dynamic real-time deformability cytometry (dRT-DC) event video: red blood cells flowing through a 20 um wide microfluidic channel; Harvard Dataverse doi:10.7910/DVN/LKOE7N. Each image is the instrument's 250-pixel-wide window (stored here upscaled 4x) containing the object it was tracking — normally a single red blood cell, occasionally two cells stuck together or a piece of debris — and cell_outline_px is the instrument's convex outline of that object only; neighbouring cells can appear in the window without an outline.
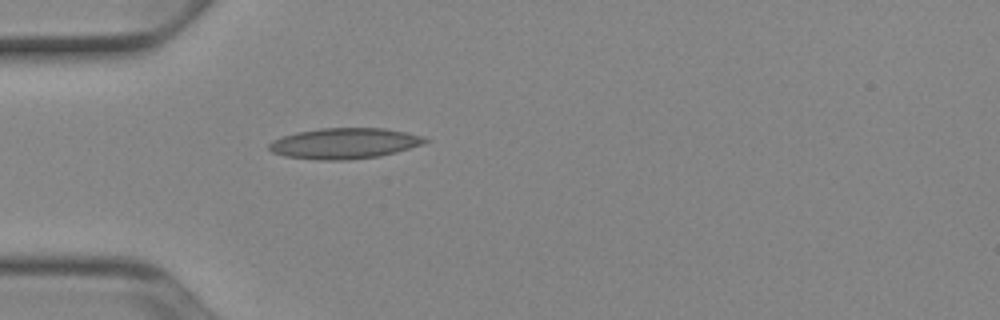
{"species": "Egyptian fruit bat (a non-hibernating species)", "species_latin": "Rousettus aegyptiacus", "temperature_condition": "cold", "stored_images_in_passage": 37, "camera_frame_rate_fps": 3000, "um_per_image_px": 0.085, "animal": {"sex": "female"}, "frame": {"image": 1, "passage_image": 1, "time_ms": 0.0, "image_size_px": [1000, 320], "cell_outline_px": [[432, 140], [424, 144], [396, 152], [380, 156], [344, 160], [320, 160], [284, 156], [272, 152], [268, 148], [268, 144], [272, 140], [296, 132], [320, 128], [384, 128], [408, 132], [424, 136]], "centroid_in_image_um": [29.31, 12.18], "position_along_channel_um": 55.7, "area_um2": 28.15}}
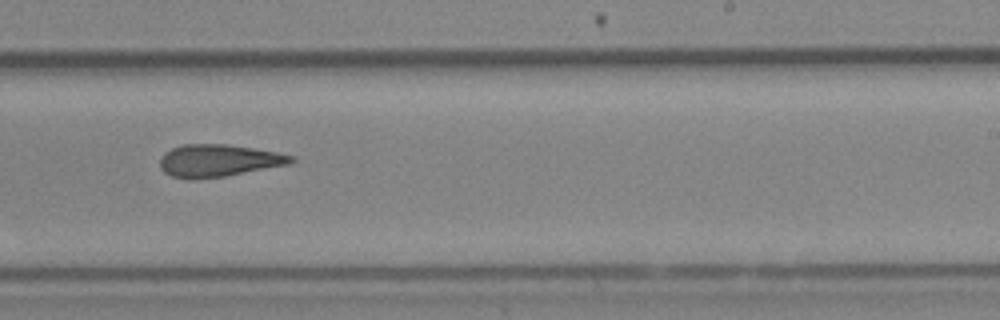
{"frame": {"image": 2, "passage_image": 18, "time_ms": 5.667, "image_size_px": [1000, 320], "cell_outline_px": [[296, 160], [292, 164], [224, 176], [172, 176], [164, 172], [160, 168], [160, 160], [164, 152], [172, 148], [184, 144], [224, 144], [252, 148], [276, 152], [296, 156]], "centroid_in_image_um": [18.65, 13.61], "position_along_channel_um": 270.4, "area_um2": 24.04}}
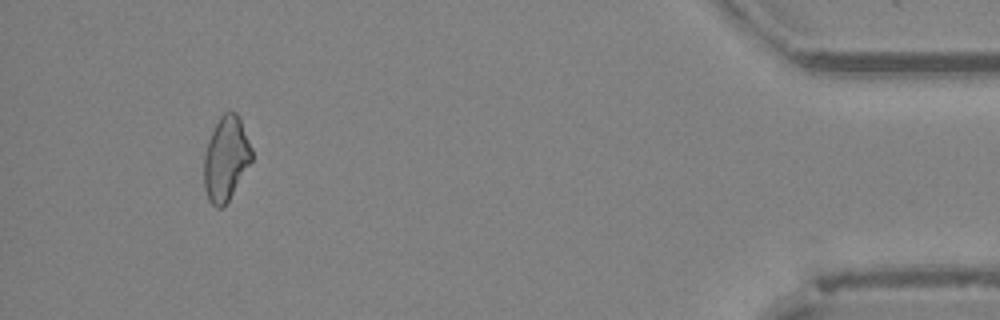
{"frame": {"image": 3, "passage_image": 34, "time_ms": 11.0, "image_size_px": [1000, 320], "cell_outline_px": [[252, 160], [228, 200], [220, 208], [216, 208], [208, 200], [204, 188], [204, 152], [208, 140], [220, 116], [224, 112], [236, 112], [240, 116], [252, 148]], "centroid_in_image_um": [19.2, 13.46], "position_along_channel_um": 416.0, "area_um2": 23.35}, "authors_computed_cell_mechanics": {"area_um2": 24.5072, "velocity_mm_per_s": 3.9248, "shape_relaxation_time_tau1_ms": null, "shape_relaxation_time_tau2_ms": 8.0928, "deformation_change_tau1": null, "deformation_change_tau2": 0.215}}